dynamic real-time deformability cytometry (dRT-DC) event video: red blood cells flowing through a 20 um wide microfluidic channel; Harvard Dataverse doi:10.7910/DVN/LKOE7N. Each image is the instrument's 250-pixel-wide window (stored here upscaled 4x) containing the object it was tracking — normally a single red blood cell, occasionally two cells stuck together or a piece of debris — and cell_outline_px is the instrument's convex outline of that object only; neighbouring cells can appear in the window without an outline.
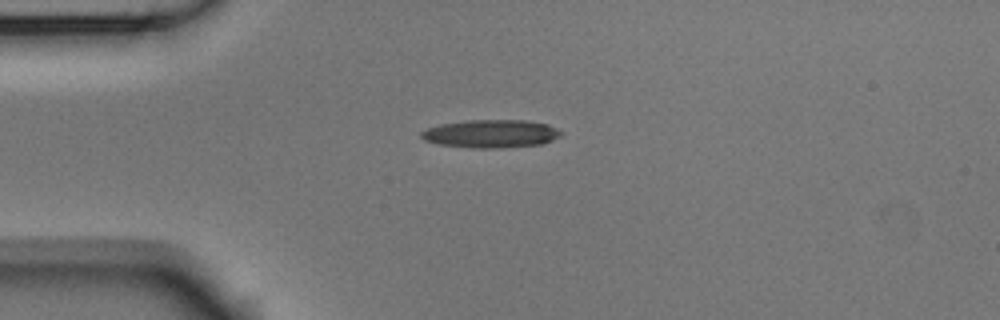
{"species": "Egyptian fruit bat (a non-hibernating species)", "species_latin": "Rousettus aegyptiacus", "temperature_condition": "room temperature", "stored_images_in_passage": 3, "camera_frame_rate_fps": 3000, "um_per_image_px": 0.085, "animal": {"sex": "male"}, "frame": {"image": 1, "passage_image": 1, "time_ms": 0.0, "image_size_px": [1000, 320], "cell_outline_px": [[564, 132], [560, 136], [544, 144], [500, 148], [472, 148], [440, 144], [424, 140], [420, 136], [420, 132], [428, 128], [440, 124], [468, 120], [524, 120], [548, 124]], "centroid_in_image_um": [41.76, 11.37], "position_along_channel_um": 43.2, "area_um2": 22.95}}
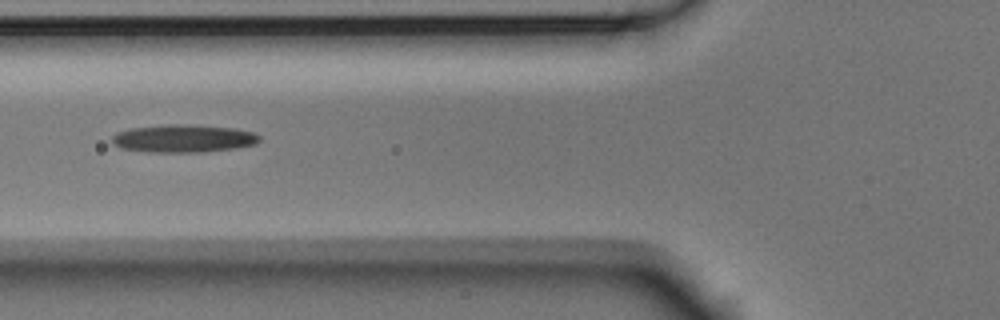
{"frame": {"image": 2, "passage_image": 3, "time_ms": 0.667, "image_size_px": [1000, 320], "cell_outline_px": [[260, 140], [256, 144], [236, 148], [204, 152], [152, 152], [120, 148], [112, 144], [112, 136], [116, 132], [128, 128], [168, 124], [180, 124], [232, 128], [252, 132], [260, 136]], "centroid_in_image_um": [15.55, 11.77], "position_along_channel_um": 110.3, "area_um2": 23.93}}